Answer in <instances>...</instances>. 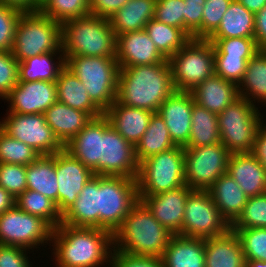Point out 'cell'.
Listing matches in <instances>:
<instances>
[{
  "instance_id": "obj_45",
  "label": "cell",
  "mask_w": 266,
  "mask_h": 267,
  "mask_svg": "<svg viewBox=\"0 0 266 267\" xmlns=\"http://www.w3.org/2000/svg\"><path fill=\"white\" fill-rule=\"evenodd\" d=\"M0 186L17 198L27 190L26 166L0 163Z\"/></svg>"
},
{
  "instance_id": "obj_55",
  "label": "cell",
  "mask_w": 266,
  "mask_h": 267,
  "mask_svg": "<svg viewBox=\"0 0 266 267\" xmlns=\"http://www.w3.org/2000/svg\"><path fill=\"white\" fill-rule=\"evenodd\" d=\"M251 154L259 161L266 170V122L260 126L256 133Z\"/></svg>"
},
{
  "instance_id": "obj_5",
  "label": "cell",
  "mask_w": 266,
  "mask_h": 267,
  "mask_svg": "<svg viewBox=\"0 0 266 267\" xmlns=\"http://www.w3.org/2000/svg\"><path fill=\"white\" fill-rule=\"evenodd\" d=\"M64 57L65 67L79 78L89 98L104 113L116 101L120 70L116 58Z\"/></svg>"
},
{
  "instance_id": "obj_17",
  "label": "cell",
  "mask_w": 266,
  "mask_h": 267,
  "mask_svg": "<svg viewBox=\"0 0 266 267\" xmlns=\"http://www.w3.org/2000/svg\"><path fill=\"white\" fill-rule=\"evenodd\" d=\"M3 100L9 103L7 113L44 114L58 101L56 82H18Z\"/></svg>"
},
{
  "instance_id": "obj_16",
  "label": "cell",
  "mask_w": 266,
  "mask_h": 267,
  "mask_svg": "<svg viewBox=\"0 0 266 267\" xmlns=\"http://www.w3.org/2000/svg\"><path fill=\"white\" fill-rule=\"evenodd\" d=\"M55 171L58 182V210L63 215L76 201L94 173L65 149L55 153Z\"/></svg>"
},
{
  "instance_id": "obj_18",
  "label": "cell",
  "mask_w": 266,
  "mask_h": 267,
  "mask_svg": "<svg viewBox=\"0 0 266 267\" xmlns=\"http://www.w3.org/2000/svg\"><path fill=\"white\" fill-rule=\"evenodd\" d=\"M192 191L187 185L156 195H139L154 218L174 235H181L184 207Z\"/></svg>"
},
{
  "instance_id": "obj_24",
  "label": "cell",
  "mask_w": 266,
  "mask_h": 267,
  "mask_svg": "<svg viewBox=\"0 0 266 267\" xmlns=\"http://www.w3.org/2000/svg\"><path fill=\"white\" fill-rule=\"evenodd\" d=\"M196 104L219 114L239 98L238 86L213 75L191 91Z\"/></svg>"
},
{
  "instance_id": "obj_42",
  "label": "cell",
  "mask_w": 266,
  "mask_h": 267,
  "mask_svg": "<svg viewBox=\"0 0 266 267\" xmlns=\"http://www.w3.org/2000/svg\"><path fill=\"white\" fill-rule=\"evenodd\" d=\"M266 227V193L248 198L231 230Z\"/></svg>"
},
{
  "instance_id": "obj_6",
  "label": "cell",
  "mask_w": 266,
  "mask_h": 267,
  "mask_svg": "<svg viewBox=\"0 0 266 267\" xmlns=\"http://www.w3.org/2000/svg\"><path fill=\"white\" fill-rule=\"evenodd\" d=\"M63 53L61 23L39 12L22 13L11 53L20 62L46 53Z\"/></svg>"
},
{
  "instance_id": "obj_9",
  "label": "cell",
  "mask_w": 266,
  "mask_h": 267,
  "mask_svg": "<svg viewBox=\"0 0 266 267\" xmlns=\"http://www.w3.org/2000/svg\"><path fill=\"white\" fill-rule=\"evenodd\" d=\"M168 62L175 91L191 92L215 74L214 46L207 39L191 38Z\"/></svg>"
},
{
  "instance_id": "obj_11",
  "label": "cell",
  "mask_w": 266,
  "mask_h": 267,
  "mask_svg": "<svg viewBox=\"0 0 266 267\" xmlns=\"http://www.w3.org/2000/svg\"><path fill=\"white\" fill-rule=\"evenodd\" d=\"M52 231L45 220L22 211L16 204L0 214V245L34 252V248H40V245H51Z\"/></svg>"
},
{
  "instance_id": "obj_1",
  "label": "cell",
  "mask_w": 266,
  "mask_h": 267,
  "mask_svg": "<svg viewBox=\"0 0 266 267\" xmlns=\"http://www.w3.org/2000/svg\"><path fill=\"white\" fill-rule=\"evenodd\" d=\"M56 267H105L113 252V234L95 227L60 224L52 231Z\"/></svg>"
},
{
  "instance_id": "obj_2",
  "label": "cell",
  "mask_w": 266,
  "mask_h": 267,
  "mask_svg": "<svg viewBox=\"0 0 266 267\" xmlns=\"http://www.w3.org/2000/svg\"><path fill=\"white\" fill-rule=\"evenodd\" d=\"M174 91L168 61L119 70L116 101L123 105L156 113Z\"/></svg>"
},
{
  "instance_id": "obj_25",
  "label": "cell",
  "mask_w": 266,
  "mask_h": 267,
  "mask_svg": "<svg viewBox=\"0 0 266 267\" xmlns=\"http://www.w3.org/2000/svg\"><path fill=\"white\" fill-rule=\"evenodd\" d=\"M205 267H246L237 234L231 229L217 237L204 239Z\"/></svg>"
},
{
  "instance_id": "obj_48",
  "label": "cell",
  "mask_w": 266,
  "mask_h": 267,
  "mask_svg": "<svg viewBox=\"0 0 266 267\" xmlns=\"http://www.w3.org/2000/svg\"><path fill=\"white\" fill-rule=\"evenodd\" d=\"M184 0H157L154 19L184 32Z\"/></svg>"
},
{
  "instance_id": "obj_58",
  "label": "cell",
  "mask_w": 266,
  "mask_h": 267,
  "mask_svg": "<svg viewBox=\"0 0 266 267\" xmlns=\"http://www.w3.org/2000/svg\"><path fill=\"white\" fill-rule=\"evenodd\" d=\"M15 205V197L0 186V214L6 212Z\"/></svg>"
},
{
  "instance_id": "obj_41",
  "label": "cell",
  "mask_w": 266,
  "mask_h": 267,
  "mask_svg": "<svg viewBox=\"0 0 266 267\" xmlns=\"http://www.w3.org/2000/svg\"><path fill=\"white\" fill-rule=\"evenodd\" d=\"M40 154L27 144L12 138L0 128V163L27 166Z\"/></svg>"
},
{
  "instance_id": "obj_27",
  "label": "cell",
  "mask_w": 266,
  "mask_h": 267,
  "mask_svg": "<svg viewBox=\"0 0 266 267\" xmlns=\"http://www.w3.org/2000/svg\"><path fill=\"white\" fill-rule=\"evenodd\" d=\"M161 260L164 267H205L204 239L173 235Z\"/></svg>"
},
{
  "instance_id": "obj_34",
  "label": "cell",
  "mask_w": 266,
  "mask_h": 267,
  "mask_svg": "<svg viewBox=\"0 0 266 267\" xmlns=\"http://www.w3.org/2000/svg\"><path fill=\"white\" fill-rule=\"evenodd\" d=\"M255 14L237 0H232L219 27L208 38L254 37Z\"/></svg>"
},
{
  "instance_id": "obj_37",
  "label": "cell",
  "mask_w": 266,
  "mask_h": 267,
  "mask_svg": "<svg viewBox=\"0 0 266 267\" xmlns=\"http://www.w3.org/2000/svg\"><path fill=\"white\" fill-rule=\"evenodd\" d=\"M191 131L185 147H201L221 143L218 114L210 112L194 101Z\"/></svg>"
},
{
  "instance_id": "obj_15",
  "label": "cell",
  "mask_w": 266,
  "mask_h": 267,
  "mask_svg": "<svg viewBox=\"0 0 266 267\" xmlns=\"http://www.w3.org/2000/svg\"><path fill=\"white\" fill-rule=\"evenodd\" d=\"M0 128L40 155H53L64 149V145L46 123L44 114L6 113L0 121Z\"/></svg>"
},
{
  "instance_id": "obj_26",
  "label": "cell",
  "mask_w": 266,
  "mask_h": 267,
  "mask_svg": "<svg viewBox=\"0 0 266 267\" xmlns=\"http://www.w3.org/2000/svg\"><path fill=\"white\" fill-rule=\"evenodd\" d=\"M100 148L101 116L93 118L64 146L66 151L82 162L94 175H99Z\"/></svg>"
},
{
  "instance_id": "obj_10",
  "label": "cell",
  "mask_w": 266,
  "mask_h": 267,
  "mask_svg": "<svg viewBox=\"0 0 266 267\" xmlns=\"http://www.w3.org/2000/svg\"><path fill=\"white\" fill-rule=\"evenodd\" d=\"M138 201L136 178L99 176V228L114 234Z\"/></svg>"
},
{
  "instance_id": "obj_60",
  "label": "cell",
  "mask_w": 266,
  "mask_h": 267,
  "mask_svg": "<svg viewBox=\"0 0 266 267\" xmlns=\"http://www.w3.org/2000/svg\"><path fill=\"white\" fill-rule=\"evenodd\" d=\"M246 267H266V261L246 260Z\"/></svg>"
},
{
  "instance_id": "obj_35",
  "label": "cell",
  "mask_w": 266,
  "mask_h": 267,
  "mask_svg": "<svg viewBox=\"0 0 266 267\" xmlns=\"http://www.w3.org/2000/svg\"><path fill=\"white\" fill-rule=\"evenodd\" d=\"M54 59H57V61L55 62ZM64 67V53L49 52L29 57L19 62L18 82H32L38 80L56 82L60 71Z\"/></svg>"
},
{
  "instance_id": "obj_47",
  "label": "cell",
  "mask_w": 266,
  "mask_h": 267,
  "mask_svg": "<svg viewBox=\"0 0 266 267\" xmlns=\"http://www.w3.org/2000/svg\"><path fill=\"white\" fill-rule=\"evenodd\" d=\"M23 12L0 3V51L11 52L17 23Z\"/></svg>"
},
{
  "instance_id": "obj_19",
  "label": "cell",
  "mask_w": 266,
  "mask_h": 267,
  "mask_svg": "<svg viewBox=\"0 0 266 267\" xmlns=\"http://www.w3.org/2000/svg\"><path fill=\"white\" fill-rule=\"evenodd\" d=\"M115 58L119 68L166 63L145 29L116 36Z\"/></svg>"
},
{
  "instance_id": "obj_53",
  "label": "cell",
  "mask_w": 266,
  "mask_h": 267,
  "mask_svg": "<svg viewBox=\"0 0 266 267\" xmlns=\"http://www.w3.org/2000/svg\"><path fill=\"white\" fill-rule=\"evenodd\" d=\"M28 251L17 246L0 245V267H32Z\"/></svg>"
},
{
  "instance_id": "obj_32",
  "label": "cell",
  "mask_w": 266,
  "mask_h": 267,
  "mask_svg": "<svg viewBox=\"0 0 266 267\" xmlns=\"http://www.w3.org/2000/svg\"><path fill=\"white\" fill-rule=\"evenodd\" d=\"M238 93L239 97L247 99L251 104L256 106L261 103L266 107V50H259L247 61Z\"/></svg>"
},
{
  "instance_id": "obj_7",
  "label": "cell",
  "mask_w": 266,
  "mask_h": 267,
  "mask_svg": "<svg viewBox=\"0 0 266 267\" xmlns=\"http://www.w3.org/2000/svg\"><path fill=\"white\" fill-rule=\"evenodd\" d=\"M184 147L175 146L139 163L138 195H156L185 185Z\"/></svg>"
},
{
  "instance_id": "obj_23",
  "label": "cell",
  "mask_w": 266,
  "mask_h": 267,
  "mask_svg": "<svg viewBox=\"0 0 266 267\" xmlns=\"http://www.w3.org/2000/svg\"><path fill=\"white\" fill-rule=\"evenodd\" d=\"M61 224L99 228V175L84 185L76 201L62 215Z\"/></svg>"
},
{
  "instance_id": "obj_31",
  "label": "cell",
  "mask_w": 266,
  "mask_h": 267,
  "mask_svg": "<svg viewBox=\"0 0 266 267\" xmlns=\"http://www.w3.org/2000/svg\"><path fill=\"white\" fill-rule=\"evenodd\" d=\"M156 1L129 0L109 18L115 35L143 30L154 18Z\"/></svg>"
},
{
  "instance_id": "obj_39",
  "label": "cell",
  "mask_w": 266,
  "mask_h": 267,
  "mask_svg": "<svg viewBox=\"0 0 266 267\" xmlns=\"http://www.w3.org/2000/svg\"><path fill=\"white\" fill-rule=\"evenodd\" d=\"M15 204L22 211L42 218L53 229L58 227L62 222V215L56 203L37 191L25 190L15 198Z\"/></svg>"
},
{
  "instance_id": "obj_46",
  "label": "cell",
  "mask_w": 266,
  "mask_h": 267,
  "mask_svg": "<svg viewBox=\"0 0 266 267\" xmlns=\"http://www.w3.org/2000/svg\"><path fill=\"white\" fill-rule=\"evenodd\" d=\"M252 57L214 56L215 75L235 83L241 82L246 70L247 61Z\"/></svg>"
},
{
  "instance_id": "obj_30",
  "label": "cell",
  "mask_w": 266,
  "mask_h": 267,
  "mask_svg": "<svg viewBox=\"0 0 266 267\" xmlns=\"http://www.w3.org/2000/svg\"><path fill=\"white\" fill-rule=\"evenodd\" d=\"M56 89L58 102L86 112L92 119L103 115V112L89 98L79 78L66 67L58 75Z\"/></svg>"
},
{
  "instance_id": "obj_50",
  "label": "cell",
  "mask_w": 266,
  "mask_h": 267,
  "mask_svg": "<svg viewBox=\"0 0 266 267\" xmlns=\"http://www.w3.org/2000/svg\"><path fill=\"white\" fill-rule=\"evenodd\" d=\"M232 0H205L202 19V39H207L220 25Z\"/></svg>"
},
{
  "instance_id": "obj_51",
  "label": "cell",
  "mask_w": 266,
  "mask_h": 267,
  "mask_svg": "<svg viewBox=\"0 0 266 267\" xmlns=\"http://www.w3.org/2000/svg\"><path fill=\"white\" fill-rule=\"evenodd\" d=\"M184 33L191 39H202L205 0H184Z\"/></svg>"
},
{
  "instance_id": "obj_52",
  "label": "cell",
  "mask_w": 266,
  "mask_h": 267,
  "mask_svg": "<svg viewBox=\"0 0 266 267\" xmlns=\"http://www.w3.org/2000/svg\"><path fill=\"white\" fill-rule=\"evenodd\" d=\"M107 267H164L161 258L136 256L113 250Z\"/></svg>"
},
{
  "instance_id": "obj_20",
  "label": "cell",
  "mask_w": 266,
  "mask_h": 267,
  "mask_svg": "<svg viewBox=\"0 0 266 267\" xmlns=\"http://www.w3.org/2000/svg\"><path fill=\"white\" fill-rule=\"evenodd\" d=\"M193 105L191 92L174 91L159 107L157 113L166 123L170 138L176 146L185 147L188 144Z\"/></svg>"
},
{
  "instance_id": "obj_33",
  "label": "cell",
  "mask_w": 266,
  "mask_h": 267,
  "mask_svg": "<svg viewBox=\"0 0 266 267\" xmlns=\"http://www.w3.org/2000/svg\"><path fill=\"white\" fill-rule=\"evenodd\" d=\"M27 189L37 191L53 200L58 207V182L55 154L40 155L26 166Z\"/></svg>"
},
{
  "instance_id": "obj_38",
  "label": "cell",
  "mask_w": 266,
  "mask_h": 267,
  "mask_svg": "<svg viewBox=\"0 0 266 267\" xmlns=\"http://www.w3.org/2000/svg\"><path fill=\"white\" fill-rule=\"evenodd\" d=\"M144 29L166 59L173 56L190 40L180 28L169 26L154 18L148 21Z\"/></svg>"
},
{
  "instance_id": "obj_4",
  "label": "cell",
  "mask_w": 266,
  "mask_h": 267,
  "mask_svg": "<svg viewBox=\"0 0 266 267\" xmlns=\"http://www.w3.org/2000/svg\"><path fill=\"white\" fill-rule=\"evenodd\" d=\"M64 56L115 58L116 35L107 18L87 15L61 24Z\"/></svg>"
},
{
  "instance_id": "obj_21",
  "label": "cell",
  "mask_w": 266,
  "mask_h": 267,
  "mask_svg": "<svg viewBox=\"0 0 266 267\" xmlns=\"http://www.w3.org/2000/svg\"><path fill=\"white\" fill-rule=\"evenodd\" d=\"M103 114L110 126L135 146L146 132L153 112L115 101Z\"/></svg>"
},
{
  "instance_id": "obj_49",
  "label": "cell",
  "mask_w": 266,
  "mask_h": 267,
  "mask_svg": "<svg viewBox=\"0 0 266 267\" xmlns=\"http://www.w3.org/2000/svg\"><path fill=\"white\" fill-rule=\"evenodd\" d=\"M19 81V62L11 52L0 51V99H4Z\"/></svg>"
},
{
  "instance_id": "obj_8",
  "label": "cell",
  "mask_w": 266,
  "mask_h": 267,
  "mask_svg": "<svg viewBox=\"0 0 266 267\" xmlns=\"http://www.w3.org/2000/svg\"><path fill=\"white\" fill-rule=\"evenodd\" d=\"M261 110L239 97L218 114L221 143L233 153H251L256 133L265 120Z\"/></svg>"
},
{
  "instance_id": "obj_13",
  "label": "cell",
  "mask_w": 266,
  "mask_h": 267,
  "mask_svg": "<svg viewBox=\"0 0 266 267\" xmlns=\"http://www.w3.org/2000/svg\"><path fill=\"white\" fill-rule=\"evenodd\" d=\"M231 154L222 143L184 147L185 185L192 190H208L228 171Z\"/></svg>"
},
{
  "instance_id": "obj_40",
  "label": "cell",
  "mask_w": 266,
  "mask_h": 267,
  "mask_svg": "<svg viewBox=\"0 0 266 267\" xmlns=\"http://www.w3.org/2000/svg\"><path fill=\"white\" fill-rule=\"evenodd\" d=\"M40 12L61 24L67 20L90 15L89 0H47Z\"/></svg>"
},
{
  "instance_id": "obj_22",
  "label": "cell",
  "mask_w": 266,
  "mask_h": 267,
  "mask_svg": "<svg viewBox=\"0 0 266 267\" xmlns=\"http://www.w3.org/2000/svg\"><path fill=\"white\" fill-rule=\"evenodd\" d=\"M227 173L250 198L266 193V170L251 153H233Z\"/></svg>"
},
{
  "instance_id": "obj_36",
  "label": "cell",
  "mask_w": 266,
  "mask_h": 267,
  "mask_svg": "<svg viewBox=\"0 0 266 267\" xmlns=\"http://www.w3.org/2000/svg\"><path fill=\"white\" fill-rule=\"evenodd\" d=\"M175 146L170 138L166 123L156 112L152 114L146 132L135 145V155L140 163L153 155L172 149Z\"/></svg>"
},
{
  "instance_id": "obj_44",
  "label": "cell",
  "mask_w": 266,
  "mask_h": 267,
  "mask_svg": "<svg viewBox=\"0 0 266 267\" xmlns=\"http://www.w3.org/2000/svg\"><path fill=\"white\" fill-rule=\"evenodd\" d=\"M232 231L237 234L241 242L246 260L266 261V227Z\"/></svg>"
},
{
  "instance_id": "obj_43",
  "label": "cell",
  "mask_w": 266,
  "mask_h": 267,
  "mask_svg": "<svg viewBox=\"0 0 266 267\" xmlns=\"http://www.w3.org/2000/svg\"><path fill=\"white\" fill-rule=\"evenodd\" d=\"M214 46V56L253 57L261 50L253 37L207 38Z\"/></svg>"
},
{
  "instance_id": "obj_61",
  "label": "cell",
  "mask_w": 266,
  "mask_h": 267,
  "mask_svg": "<svg viewBox=\"0 0 266 267\" xmlns=\"http://www.w3.org/2000/svg\"><path fill=\"white\" fill-rule=\"evenodd\" d=\"M47 0H36V3L41 7Z\"/></svg>"
},
{
  "instance_id": "obj_29",
  "label": "cell",
  "mask_w": 266,
  "mask_h": 267,
  "mask_svg": "<svg viewBox=\"0 0 266 267\" xmlns=\"http://www.w3.org/2000/svg\"><path fill=\"white\" fill-rule=\"evenodd\" d=\"M208 191L221 215L231 225L241 214L248 197L227 172L220 176Z\"/></svg>"
},
{
  "instance_id": "obj_3",
  "label": "cell",
  "mask_w": 266,
  "mask_h": 267,
  "mask_svg": "<svg viewBox=\"0 0 266 267\" xmlns=\"http://www.w3.org/2000/svg\"><path fill=\"white\" fill-rule=\"evenodd\" d=\"M174 234L139 200L113 234V249L136 256L161 258Z\"/></svg>"
},
{
  "instance_id": "obj_59",
  "label": "cell",
  "mask_w": 266,
  "mask_h": 267,
  "mask_svg": "<svg viewBox=\"0 0 266 267\" xmlns=\"http://www.w3.org/2000/svg\"><path fill=\"white\" fill-rule=\"evenodd\" d=\"M237 1L254 14L259 12L266 5V0H237Z\"/></svg>"
},
{
  "instance_id": "obj_28",
  "label": "cell",
  "mask_w": 266,
  "mask_h": 267,
  "mask_svg": "<svg viewBox=\"0 0 266 267\" xmlns=\"http://www.w3.org/2000/svg\"><path fill=\"white\" fill-rule=\"evenodd\" d=\"M44 116L46 123L64 146L92 120L86 112L58 101L44 112Z\"/></svg>"
},
{
  "instance_id": "obj_14",
  "label": "cell",
  "mask_w": 266,
  "mask_h": 267,
  "mask_svg": "<svg viewBox=\"0 0 266 267\" xmlns=\"http://www.w3.org/2000/svg\"><path fill=\"white\" fill-rule=\"evenodd\" d=\"M139 162L135 146L126 141L103 114L101 116V148L99 176H122L136 178Z\"/></svg>"
},
{
  "instance_id": "obj_57",
  "label": "cell",
  "mask_w": 266,
  "mask_h": 267,
  "mask_svg": "<svg viewBox=\"0 0 266 267\" xmlns=\"http://www.w3.org/2000/svg\"><path fill=\"white\" fill-rule=\"evenodd\" d=\"M0 3L16 8L23 13L40 11V6L36 3V0H0Z\"/></svg>"
},
{
  "instance_id": "obj_12",
  "label": "cell",
  "mask_w": 266,
  "mask_h": 267,
  "mask_svg": "<svg viewBox=\"0 0 266 267\" xmlns=\"http://www.w3.org/2000/svg\"><path fill=\"white\" fill-rule=\"evenodd\" d=\"M231 225L221 215L208 190H192L184 207L181 236L208 239L221 236Z\"/></svg>"
},
{
  "instance_id": "obj_56",
  "label": "cell",
  "mask_w": 266,
  "mask_h": 267,
  "mask_svg": "<svg viewBox=\"0 0 266 267\" xmlns=\"http://www.w3.org/2000/svg\"><path fill=\"white\" fill-rule=\"evenodd\" d=\"M254 40L260 49L266 50V5L255 14Z\"/></svg>"
},
{
  "instance_id": "obj_54",
  "label": "cell",
  "mask_w": 266,
  "mask_h": 267,
  "mask_svg": "<svg viewBox=\"0 0 266 267\" xmlns=\"http://www.w3.org/2000/svg\"><path fill=\"white\" fill-rule=\"evenodd\" d=\"M128 1L129 0H89L90 15L109 19Z\"/></svg>"
}]
</instances>
